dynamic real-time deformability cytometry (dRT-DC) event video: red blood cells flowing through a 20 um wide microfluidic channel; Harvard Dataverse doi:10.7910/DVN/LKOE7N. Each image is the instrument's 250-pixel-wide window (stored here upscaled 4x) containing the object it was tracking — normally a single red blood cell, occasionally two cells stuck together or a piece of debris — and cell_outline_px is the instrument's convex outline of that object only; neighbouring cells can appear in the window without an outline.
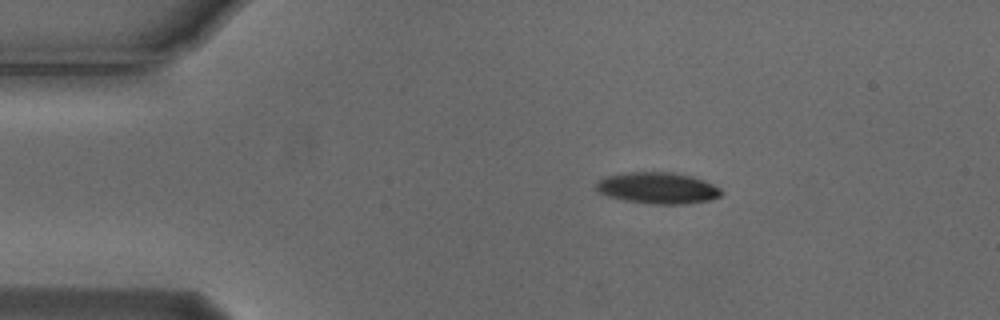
{"species": "Egyptian fruit bat (a non-hibernating species)", "species_latin": "Rousettus aegyptiacus", "temperature_condition": "cold", "stored_images_in_passage": 31, "camera_frame_rate_fps": 3000, "um_per_image_px": 0.085, "animal": {"sex": "male"}, "frame": {"image": 1, "passage_image": 1, "time_ms": 0.0, "image_size_px": [1000, 320], "cell_outline_px": [[724, 192], [720, 196], [708, 200], [684, 204], [652, 204], [624, 200], [608, 196], [600, 192], [596, 188], [596, 184], [604, 176], [628, 172], [672, 172], [692, 176], [704, 180], [720, 188]], "centroid_in_image_um": [55.92, 15.98], "position_along_channel_um": 29.1, "area_um2": 22.83}}
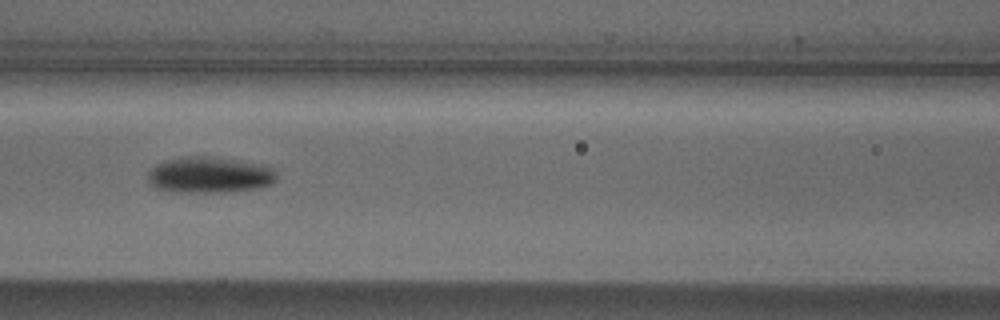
{"frame": {"image": 2, "passage_image": 15, "time_ms": 4.667, "image_size_px": [1000, 320], "cell_outline_px": [[276, 180], [260, 188], [224, 192], [176, 192], [156, 188], [148, 180], [148, 172], [156, 164], [168, 160], [188, 156], [204, 156], [236, 160], [260, 164], [272, 168], [276, 172]], "centroid_in_image_um": [17.81, 14.88], "position_along_channel_um": 148.8, "area_um2": 26.82}}
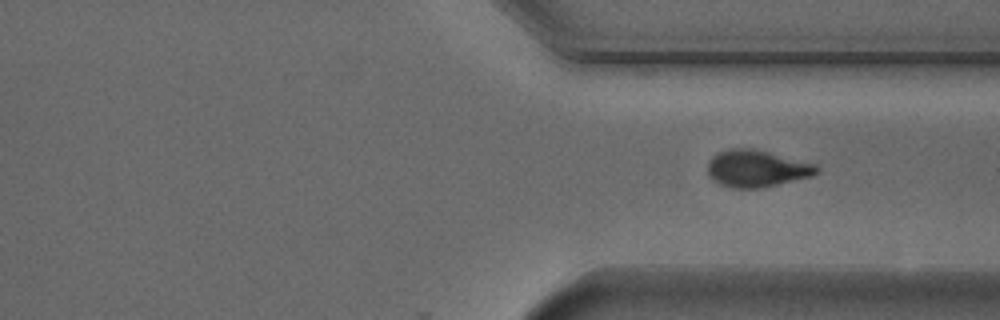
{"frame": {"image": 3, "passage_image": 31, "time_ms": 10.0, "image_size_px": [1000, 320], "cell_outline_px": [[820, 168], [812, 176], [760, 188], [732, 188], [720, 184], [712, 180], [708, 176], [708, 160], [716, 152], [728, 148], [752, 148], [816, 164]], "centroid_in_image_um": [64.26, 14.32], "position_along_channel_um": 347.1, "area_um2": 23.52}}